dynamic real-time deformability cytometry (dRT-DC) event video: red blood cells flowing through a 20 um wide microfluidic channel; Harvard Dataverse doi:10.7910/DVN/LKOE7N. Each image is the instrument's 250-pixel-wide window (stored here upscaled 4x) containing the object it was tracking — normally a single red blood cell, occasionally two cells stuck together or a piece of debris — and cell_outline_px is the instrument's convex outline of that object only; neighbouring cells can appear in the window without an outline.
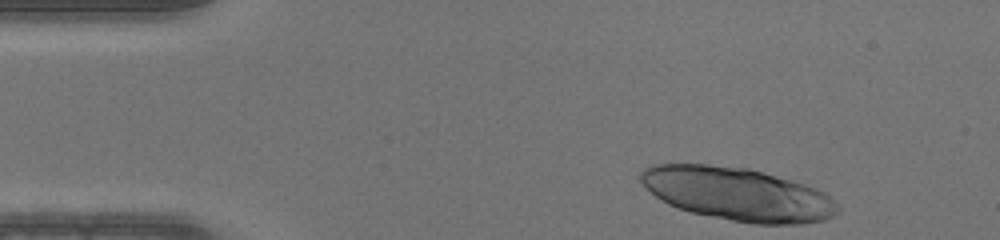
{"species": "human", "species_latin": "Homo sapiens", "temperature_condition": "warm", "stored_images_in_passage": 41, "segment_of_instrument_passage": [1, 2], "camera_frame_rate_fps": 3000, "um_per_image_px": 0.085, "donor": {"sex": "male"}, "frame": {"image": 1, "passage_image": 1, "time_ms": 0.0, "image_size_px": [1000, 240], "cell_outline_px": [[840, 212], [824, 220], [804, 224], [752, 224], [692, 212], [676, 208], [668, 204], [656, 196], [640, 180], [640, 172], [644, 168], [652, 164], [708, 164], [748, 168], [792, 180], [816, 188], [824, 192], [840, 208]], "centroid_in_image_um": [62.71, 16.49], "position_along_channel_um": 22.3, "area_um2": 60.81}}